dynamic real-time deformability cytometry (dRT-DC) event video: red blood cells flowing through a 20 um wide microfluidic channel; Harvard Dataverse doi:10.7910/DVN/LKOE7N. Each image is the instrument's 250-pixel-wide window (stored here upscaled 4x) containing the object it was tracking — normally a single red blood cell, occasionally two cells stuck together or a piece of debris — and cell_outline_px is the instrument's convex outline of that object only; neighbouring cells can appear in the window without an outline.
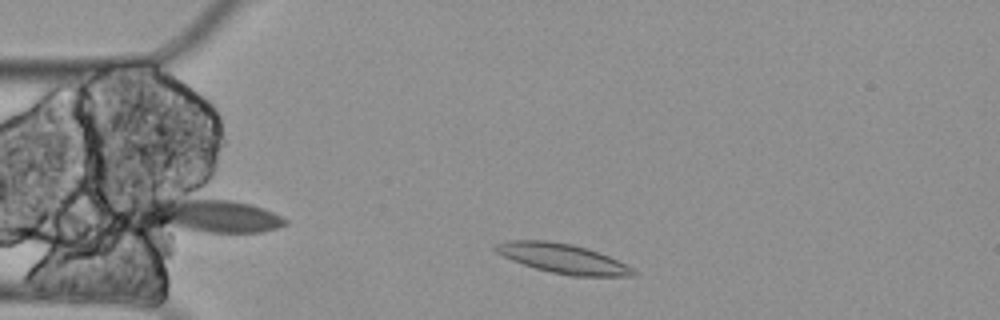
{"species": "Egyptian fruit bat (a non-hibernating species)", "species_latin": "Rousettus aegyptiacus", "temperature_condition": "cold", "stored_images_in_passage": 43, "camera_frame_rate_fps": 3000, "um_per_image_px": 0.085, "animal": {"sex": "female"}, "frame": {"image": 1, "passage_image": 5, "time_ms": 1.333, "image_size_px": [1000, 320], "cell_outline_px": [[640, 276], [572, 276], [552, 272], [536, 268], [512, 260], [496, 252], [492, 248], [496, 244], [508, 240], [548, 240], [572, 244], [588, 248], [608, 256], [640, 272]], "centroid_in_image_um": [47.87, 21.97], "position_along_channel_um": 37.1, "area_um2": 23.7}}
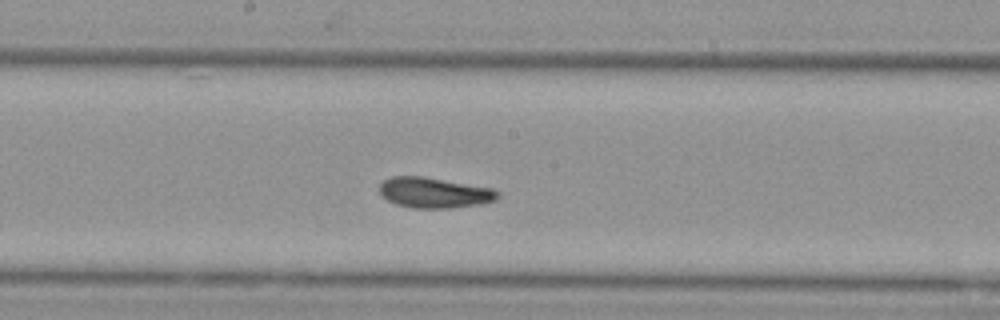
{"frame": {"image": 2, "passage_image": 23, "time_ms": 7.333, "image_size_px": [1000, 320], "cell_outline_px": [[500, 196], [496, 200], [484, 204], [448, 208], [412, 208], [396, 204], [380, 196], [380, 184], [384, 180], [392, 176], [424, 176], [492, 188], [500, 192]], "centroid_in_image_um": [36.93, 16.38], "position_along_channel_um": 211.3, "area_um2": 21.21}}
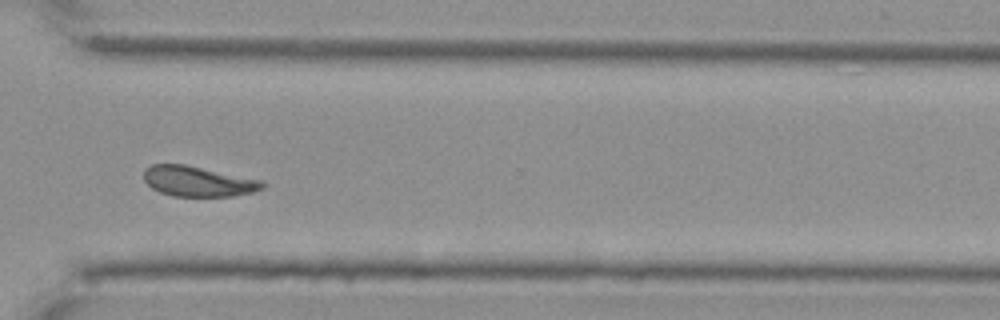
{"frame": {"image": 3, "passage_image": 36, "time_ms": 11.667, "image_size_px": [1000, 320], "cell_outline_px": [[264, 188], [252, 192], [232, 196], [172, 196], [160, 192], [152, 188], [144, 180], [144, 168], [152, 164], [184, 164], [264, 180]], "centroid_in_image_um": [16.83, 15.41], "position_along_channel_um": 353.8, "area_um2": 20.98}, "authors_computed_cell_mechanics": {"area_um2": 21.8484, "velocity_mm_per_s": 3.2831, "shape_relaxation_time_tau1_ms": null, "shape_relaxation_time_tau2_ms": 5.2422, "deformation_change_tau1": null, "deformation_change_tau2": 0.0767}}